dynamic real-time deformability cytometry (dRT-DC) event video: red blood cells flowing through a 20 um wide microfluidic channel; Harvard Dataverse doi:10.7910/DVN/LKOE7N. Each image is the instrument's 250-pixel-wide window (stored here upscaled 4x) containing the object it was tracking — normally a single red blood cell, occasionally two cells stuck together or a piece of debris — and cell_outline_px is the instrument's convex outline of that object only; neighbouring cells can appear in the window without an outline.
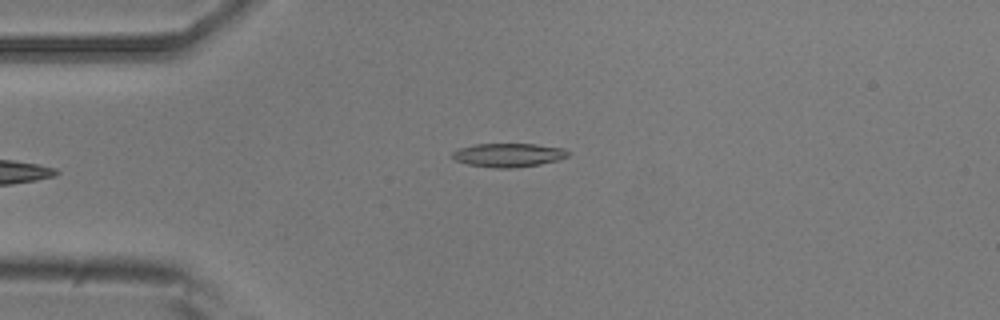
{"species": "common noctule bat (a hibernating species)", "species_latin": "Nyctalus noctula", "temperature_condition": "room temperature", "stored_images_in_passage": 4, "camera_frame_rate_fps": 3000, "um_per_image_px": 0.085, "animal": {"sex": "male", "body_mass_g": 20.5, "forearm_length_mm": 52.5}, "frame": {"image": 1, "passage_image": 4, "time_ms": 3.667, "image_size_px": [1000, 320], "cell_outline_px": [[568, 156], [556, 160], [540, 164], [516, 168], [496, 168], [468, 164], [456, 160], [452, 156], [452, 152], [460, 148], [476, 144], [536, 144], [564, 148], [568, 152]], "centroid_in_image_um": [43.22, 13.18], "position_along_channel_um": 41.8, "area_um2": 15.84}}